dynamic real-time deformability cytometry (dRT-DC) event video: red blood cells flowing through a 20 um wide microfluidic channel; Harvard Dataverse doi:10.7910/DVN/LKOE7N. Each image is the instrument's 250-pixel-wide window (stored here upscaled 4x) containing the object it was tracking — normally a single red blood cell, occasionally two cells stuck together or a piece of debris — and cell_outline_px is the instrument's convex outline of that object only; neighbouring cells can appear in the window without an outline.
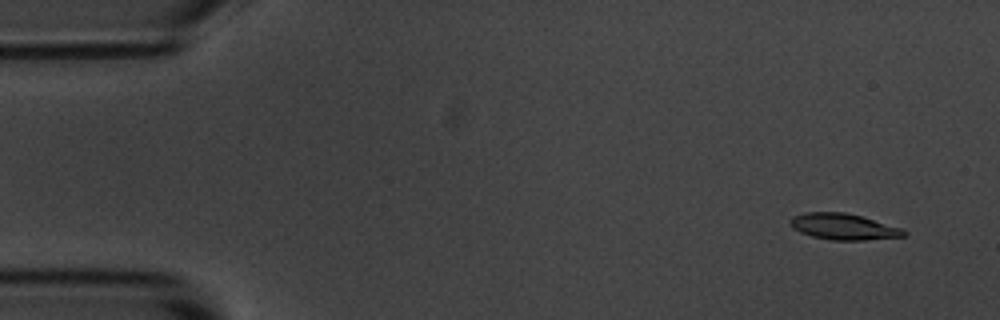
{"species": "common noctule bat (a hibernating species)", "species_latin": "Nyctalus noctula", "temperature_condition": "room temperature", "stored_images_in_passage": 6, "camera_frame_rate_fps": 3000, "um_per_image_px": 0.085, "animal": {"sex": "male", "body_mass_g": 20.1, "forearm_length_mm": 53.5}, "frame": {"image": 1, "passage_image": 2, "time_ms": 0.333, "image_size_px": [1000, 320], "cell_outline_px": [[908, 232], [904, 236], [864, 240], [832, 240], [812, 236], [800, 232], [792, 228], [788, 224], [788, 220], [792, 216], [804, 212], [844, 212], [860, 216], [904, 228]], "centroid_in_image_um": [71.67, 19.26], "position_along_channel_um": 13.3, "area_um2": 17.46}}
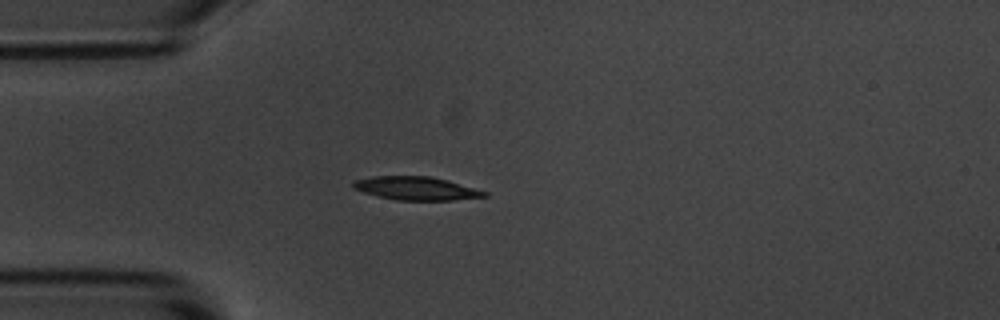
{"frame": {"image": 2, "passage_image": 5, "time_ms": 1.333, "image_size_px": [1000, 320], "cell_outline_px": [[488, 196], [452, 200], [396, 200], [364, 192], [352, 188], [352, 180], [372, 176], [432, 176], [448, 180], [488, 192]], "centroid_in_image_um": [35.36, 16.0], "position_along_channel_um": 49.6, "area_um2": 17.86}}